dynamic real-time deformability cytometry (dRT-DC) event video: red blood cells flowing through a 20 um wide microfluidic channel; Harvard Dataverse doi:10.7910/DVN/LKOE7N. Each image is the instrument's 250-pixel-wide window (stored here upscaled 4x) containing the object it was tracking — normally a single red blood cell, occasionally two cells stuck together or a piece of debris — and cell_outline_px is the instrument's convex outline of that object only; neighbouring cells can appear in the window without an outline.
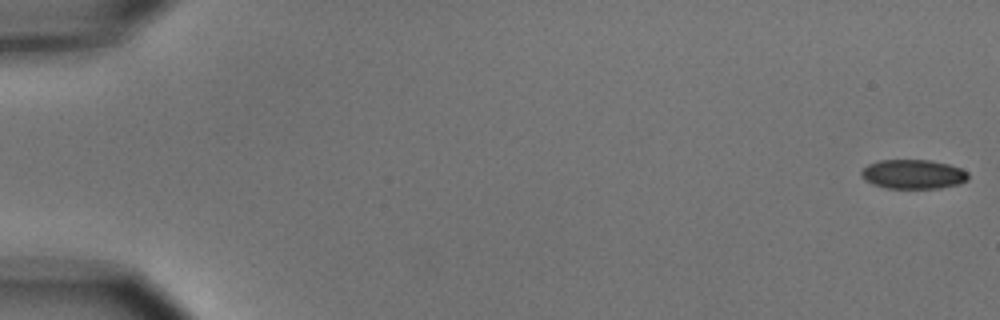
{"species": "common noctule bat (a hibernating species)", "species_latin": "Nyctalus noctula", "temperature_condition": "cold", "stored_images_in_passage": 5, "camera_frame_rate_fps": 3000, "um_per_image_px": 0.085, "animal": {"sex": "male", "body_mass_g": 15.6}, "frame": {"image": 1, "passage_image": 1, "time_ms": 0.0, "image_size_px": [1000, 320], "cell_outline_px": [[968, 180], [960, 184], [940, 188], [888, 188], [872, 184], [864, 180], [860, 176], [860, 172], [868, 164], [880, 160], [932, 160], [948, 164], [960, 168], [968, 172]], "centroid_in_image_um": [77.62, 14.81], "position_along_channel_um": 7.4, "area_um2": 18.38}}
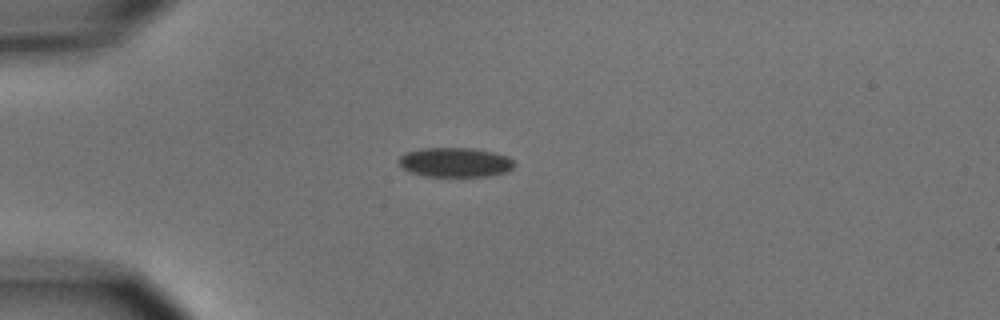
{"frame": {"image": 2, "passage_image": 5, "time_ms": 4.667, "image_size_px": [1000, 320], "cell_outline_px": [[516, 164], [508, 172], [488, 176], [424, 176], [408, 172], [400, 164], [400, 156], [404, 152], [420, 148], [472, 148], [492, 152], [508, 156]], "centroid_in_image_um": [38.69, 13.8], "position_along_channel_um": 46.3, "area_um2": 19.94}}